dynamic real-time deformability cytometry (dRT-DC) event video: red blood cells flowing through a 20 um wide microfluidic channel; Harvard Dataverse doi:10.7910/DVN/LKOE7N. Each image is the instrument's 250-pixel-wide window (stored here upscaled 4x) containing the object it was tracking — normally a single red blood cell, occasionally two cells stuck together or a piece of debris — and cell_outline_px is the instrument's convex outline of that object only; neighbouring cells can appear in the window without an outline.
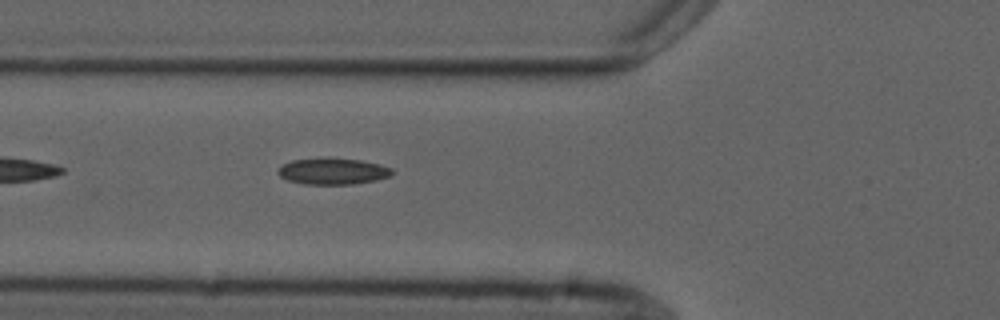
{"species": "common noctule bat (a hibernating species)", "species_latin": "Nyctalus noctula", "temperature_condition": "cold", "stored_images_in_passage": 5, "camera_frame_rate_fps": 3000, "um_per_image_px": 0.085, "animal": {"sex": "male", "forearm_length_mm": 52.5}, "frame": {"image": 1, "passage_image": 5, "time_ms": 5.667, "image_size_px": [1000, 320], "cell_outline_px": [[396, 172], [392, 176], [376, 180], [352, 184], [304, 184], [288, 180], [280, 176], [276, 172], [284, 164], [292, 160], [320, 156], [360, 160], [380, 164], [392, 168]], "centroid_in_image_um": [28.32, 14.53], "position_along_channel_um": 97.5, "area_um2": 17.92}}